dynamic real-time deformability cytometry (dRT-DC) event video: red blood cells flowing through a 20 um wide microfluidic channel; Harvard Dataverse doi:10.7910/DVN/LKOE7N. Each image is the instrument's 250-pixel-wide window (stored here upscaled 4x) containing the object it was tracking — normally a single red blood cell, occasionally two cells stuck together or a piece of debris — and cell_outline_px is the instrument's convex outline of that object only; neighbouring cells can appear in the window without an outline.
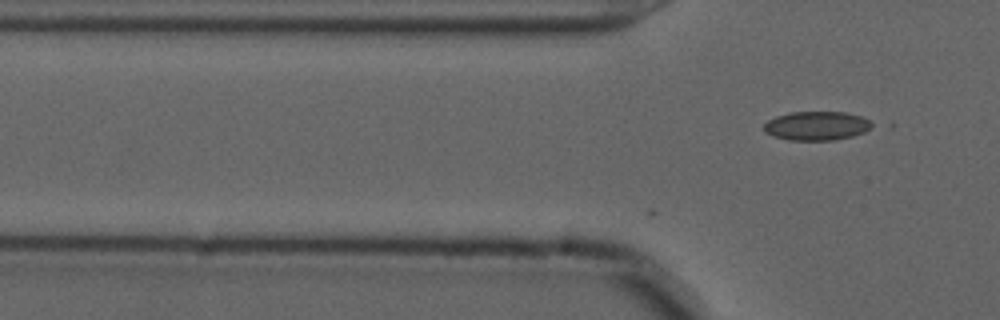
{"species": "common noctule bat (a hibernating species)", "species_latin": "Nyctalus noctula", "temperature_condition": "cold", "stored_images_in_passage": 6, "camera_frame_rate_fps": 3000, "um_per_image_px": 0.085, "animal": {"sex": "male", "forearm_length_mm": 52.5}, "frame": {"image": 1, "passage_image": 6, "time_ms": 1.667, "image_size_px": [1000, 320], "cell_outline_px": [[876, 124], [872, 128], [864, 132], [852, 136], [832, 140], [788, 140], [772, 136], [764, 132], [764, 124], [768, 120], [776, 116], [792, 112], [844, 112], [860, 116]], "centroid_in_image_um": [69.41, 10.7], "position_along_channel_um": 56.4, "area_um2": 18.26}}